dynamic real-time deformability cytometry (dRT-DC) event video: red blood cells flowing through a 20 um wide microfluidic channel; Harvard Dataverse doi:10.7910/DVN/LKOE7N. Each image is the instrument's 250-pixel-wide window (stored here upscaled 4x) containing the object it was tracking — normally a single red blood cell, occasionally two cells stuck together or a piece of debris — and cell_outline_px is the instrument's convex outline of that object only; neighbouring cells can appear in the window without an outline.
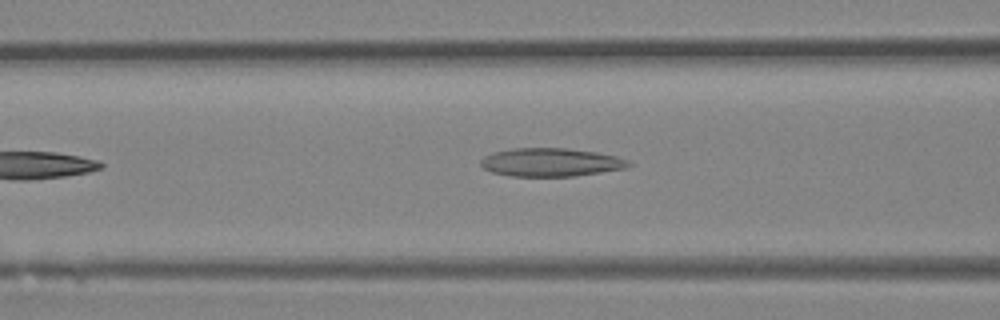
{"species": "Egyptian fruit bat (a non-hibernating species)", "species_latin": "Rousettus aegyptiacus", "temperature_condition": "room temperature", "stored_images_in_passage": 31, "camera_frame_rate_fps": 3000, "um_per_image_px": 0.085, "animal": {"sex": "female"}, "frame": {"image": 1, "passage_image": 8, "time_ms": 2.333, "image_size_px": [1000, 320], "cell_outline_px": [[632, 164], [624, 168], [576, 176], [512, 176], [492, 172], [484, 168], [480, 164], [480, 160], [484, 156], [492, 152], [512, 148], [568, 148], [596, 152], [616, 156], [628, 160]], "centroid_in_image_um": [46.79, 13.78], "position_along_channel_um": 119.8, "area_um2": 24.39}}
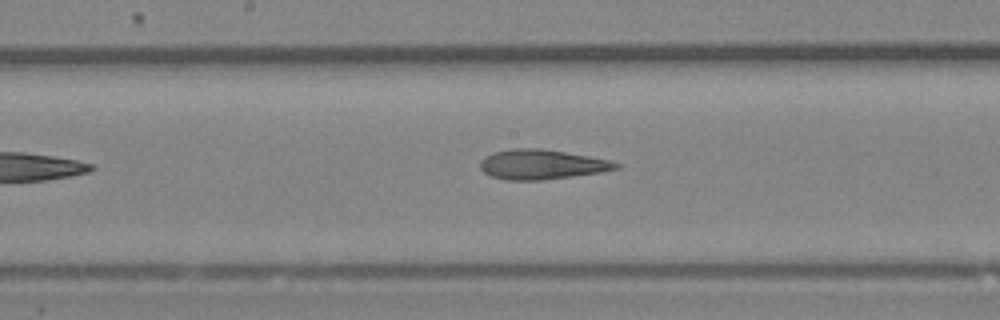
{"frame": {"image": 2, "passage_image": 13, "time_ms": 4.0, "image_size_px": [1000, 320], "cell_outline_px": [[620, 168], [600, 172], [572, 176], [540, 180], [504, 180], [492, 176], [484, 172], [480, 168], [480, 160], [484, 156], [496, 152], [512, 148], [540, 148], [612, 160], [620, 164]], "centroid_in_image_um": [46.03, 13.97], "position_along_channel_um": 202.2, "area_um2": 23.47}}
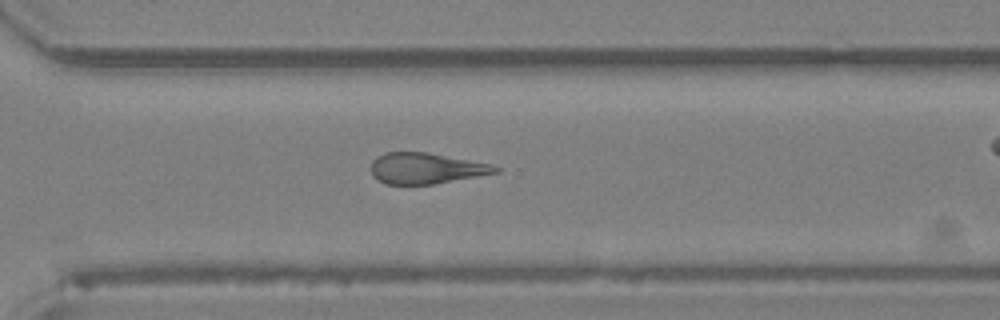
{"frame": {"image": 3, "passage_image": 21, "time_ms": 6.667, "image_size_px": [1000, 320], "cell_outline_px": [[500, 172], [436, 184], [384, 184], [372, 176], [372, 160], [376, 156], [384, 152], [428, 152], [492, 164], [500, 168]], "centroid_in_image_um": [36.21, 14.3], "position_along_channel_um": 334.4, "area_um2": 22.6}}